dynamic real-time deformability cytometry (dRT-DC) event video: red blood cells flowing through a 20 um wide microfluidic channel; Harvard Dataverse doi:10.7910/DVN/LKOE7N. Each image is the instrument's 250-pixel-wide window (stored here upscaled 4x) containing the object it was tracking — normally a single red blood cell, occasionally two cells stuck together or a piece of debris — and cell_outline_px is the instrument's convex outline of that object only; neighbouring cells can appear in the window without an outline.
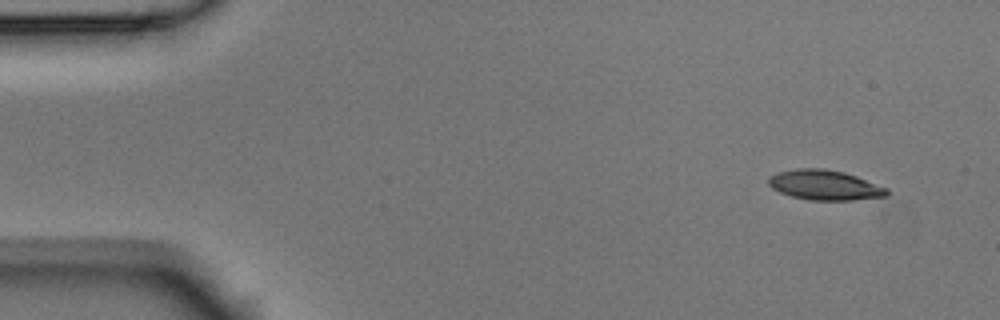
{"species": "Egyptian fruit bat (a non-hibernating species)", "species_latin": "Rousettus aegyptiacus", "temperature_condition": "room temperature", "stored_images_in_passage": 4, "camera_frame_rate_fps": 3000, "um_per_image_px": 0.085, "animal": {"sex": "male"}, "frame": {"image": 1, "passage_image": 1, "time_ms": 0.0, "image_size_px": [1000, 320], "cell_outline_px": [[888, 196], [852, 200], [808, 200], [792, 196], [780, 192], [772, 188], [768, 184], [768, 176], [776, 172], [796, 168], [824, 168], [844, 172], [856, 176], [888, 188]], "centroid_in_image_um": [70.08, 15.72], "position_along_channel_um": 14.9, "area_um2": 20.81}}
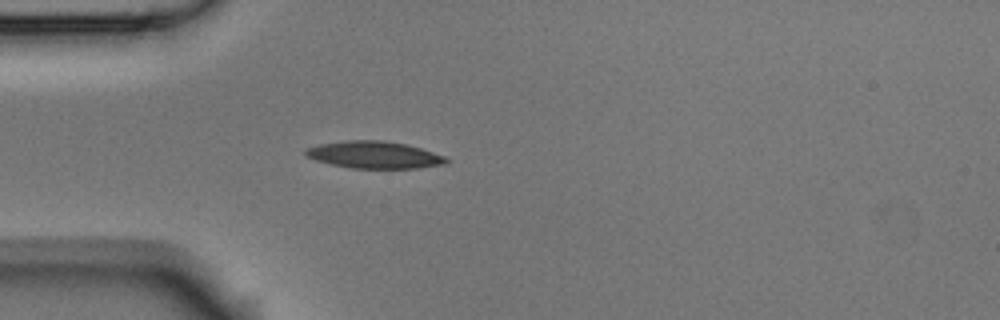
{"frame": {"image": 2, "passage_image": 4, "time_ms": 1.0, "image_size_px": [1000, 320], "cell_outline_px": [[448, 160], [444, 164], [416, 168], [352, 168], [332, 164], [316, 160], [308, 156], [304, 152], [304, 148], [320, 144], [348, 140], [384, 140], [404, 144], [420, 148], [444, 156]], "centroid_in_image_um": [31.78, 13.15], "position_along_channel_um": 53.2, "area_um2": 21.91}}